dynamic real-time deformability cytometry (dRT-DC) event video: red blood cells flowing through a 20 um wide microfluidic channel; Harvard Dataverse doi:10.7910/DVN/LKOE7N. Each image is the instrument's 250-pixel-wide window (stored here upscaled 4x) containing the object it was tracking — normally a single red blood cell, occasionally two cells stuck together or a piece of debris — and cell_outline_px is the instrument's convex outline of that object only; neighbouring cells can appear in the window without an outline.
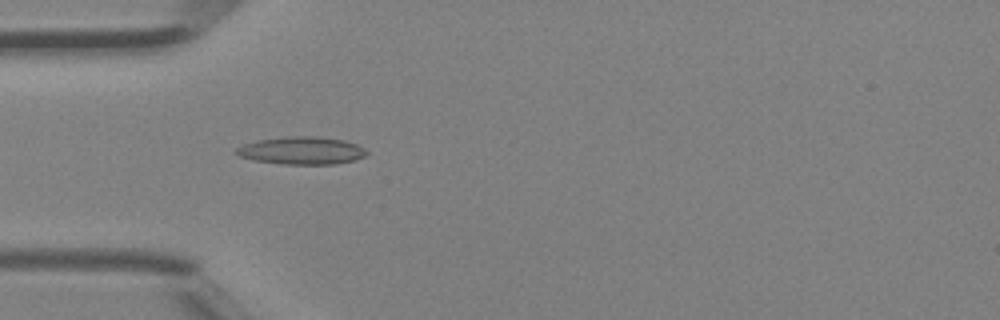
{"species": "Egyptian fruit bat (a non-hibernating species)", "species_latin": "Rousettus aegyptiacus", "temperature_condition": "room temperature", "stored_images_in_passage": 35, "camera_frame_rate_fps": 3000, "um_per_image_px": 0.085, "animal": {"sex": "female"}, "frame": {"image": 1, "passage_image": 3, "time_ms": 0.667, "image_size_px": [1000, 320], "cell_outline_px": [[368, 152], [364, 156], [356, 160], [336, 164], [284, 164], [252, 160], [240, 156], [232, 152], [236, 148], [244, 144], [256, 140], [288, 136], [316, 136], [344, 140], [356, 144], [364, 148]], "centroid_in_image_um": [25.62, 12.8], "position_along_channel_um": 59.4, "area_um2": 21.15}}
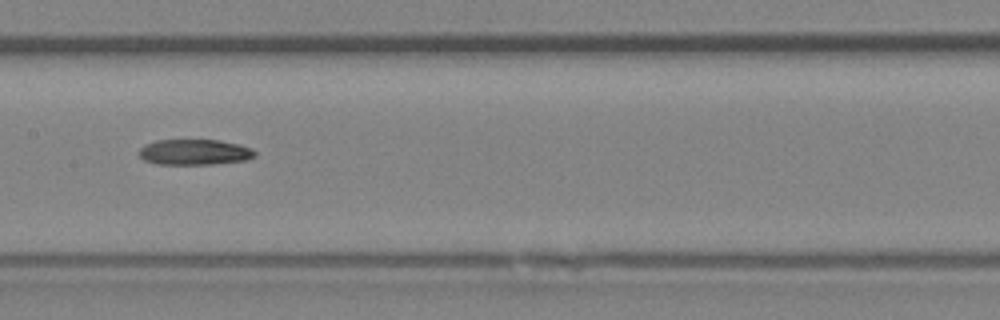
{"frame": {"image": 2, "passage_image": 12, "time_ms": 3.667, "image_size_px": [1000, 320], "cell_outline_px": [[256, 156], [244, 160], [212, 164], [156, 164], [144, 160], [136, 152], [144, 144], [156, 140], [220, 140], [240, 144], [252, 148], [256, 152]], "centroid_in_image_um": [16.51, 12.92], "position_along_channel_um": 190.9, "area_um2": 17.46}}
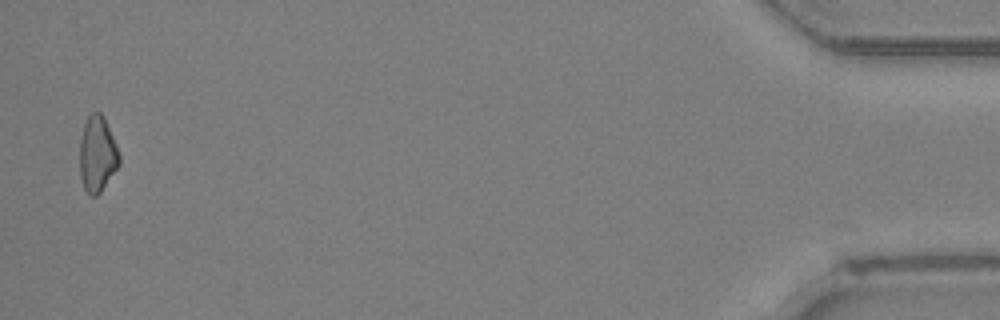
{"frame": {"image": 3, "passage_image": 34, "time_ms": 11.0, "image_size_px": [1000, 320], "cell_outline_px": [[120, 164], [100, 192], [96, 196], [88, 196], [84, 188], [80, 176], [80, 136], [84, 124], [88, 116], [92, 112], [100, 112], [104, 116], [116, 144], [120, 156]], "centroid_in_image_um": [8.27, 13.1], "position_along_channel_um": 426.9, "area_um2": 17.57}}